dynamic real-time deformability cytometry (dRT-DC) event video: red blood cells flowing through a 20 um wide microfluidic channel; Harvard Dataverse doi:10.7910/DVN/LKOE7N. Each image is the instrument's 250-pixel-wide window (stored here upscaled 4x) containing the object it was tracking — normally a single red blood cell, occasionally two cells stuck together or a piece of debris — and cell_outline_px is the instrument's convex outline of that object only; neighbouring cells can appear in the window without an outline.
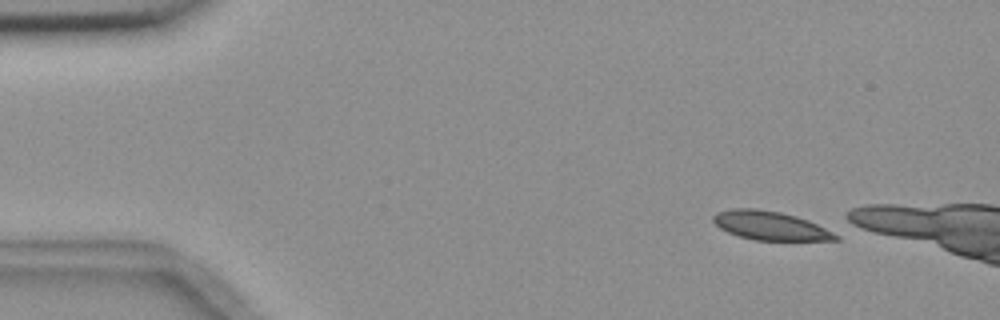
{"species": "common noctule bat (a hibernating species)", "species_latin": "Nyctalus noctula", "temperature_condition": "room temperature", "stored_images_in_passage": 4, "camera_frame_rate_fps": 3000, "um_per_image_px": 0.085, "animal": {"sex": "female", "body_mass_g": 18.4}, "frame": {"image": 1, "passage_image": 1, "time_ms": 0.0, "image_size_px": [1000, 320], "cell_outline_px": [[840, 240], [752, 240], [728, 232], [720, 228], [712, 220], [712, 216], [716, 212], [732, 208], [756, 208], [780, 212], [796, 216], [808, 220], [840, 232]], "centroid_in_image_um": [65.55, 19.18], "position_along_channel_um": 19.4, "area_um2": 20.92}}